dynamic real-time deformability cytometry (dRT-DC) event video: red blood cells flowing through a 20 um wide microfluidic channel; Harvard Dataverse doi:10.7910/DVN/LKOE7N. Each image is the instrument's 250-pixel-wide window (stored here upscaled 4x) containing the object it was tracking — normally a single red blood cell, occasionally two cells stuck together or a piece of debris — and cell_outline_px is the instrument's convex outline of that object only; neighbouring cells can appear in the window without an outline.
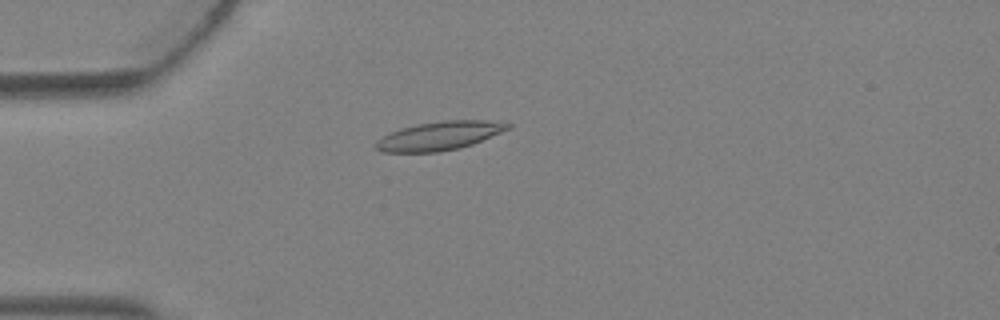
{"species": "Egyptian fruit bat (a non-hibernating species)", "species_latin": "Rousettus aegyptiacus", "temperature_condition": "warm", "stored_images_in_passage": 4, "camera_frame_rate_fps": 3000, "um_per_image_px": 0.085, "animal": {"sex": "female"}, "frame": {"image": 1, "passage_image": 4, "time_ms": 1.0, "image_size_px": [1000, 320], "cell_outline_px": [[512, 124], [508, 128], [500, 132], [472, 144], [460, 148], [440, 152], [380, 152], [376, 148], [376, 140], [400, 128], [416, 124], [444, 120], [484, 120]], "centroid_in_image_um": [37.3, 11.55], "position_along_channel_um": 47.7, "area_um2": 21.79}}